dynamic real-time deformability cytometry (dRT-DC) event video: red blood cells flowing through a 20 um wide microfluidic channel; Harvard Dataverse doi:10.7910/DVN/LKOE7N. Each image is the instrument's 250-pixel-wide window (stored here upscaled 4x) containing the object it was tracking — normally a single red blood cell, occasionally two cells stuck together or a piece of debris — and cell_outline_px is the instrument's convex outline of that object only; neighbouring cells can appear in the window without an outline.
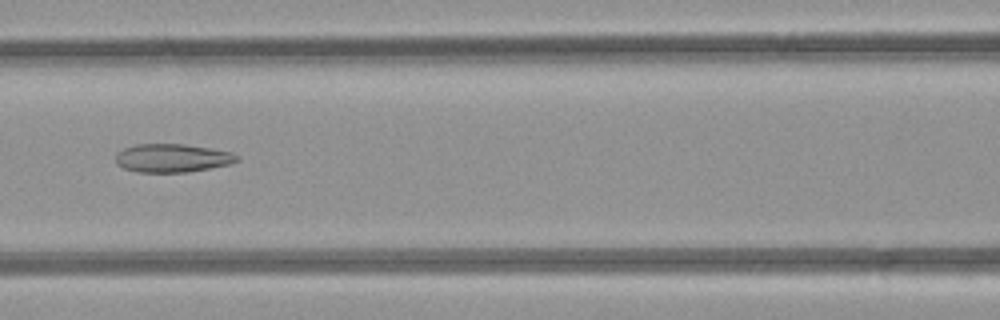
{"species": "common noctule bat (a hibernating species)", "species_latin": "Nyctalus noctula", "temperature_condition": "room temperature", "stored_images_in_passage": 44, "camera_frame_rate_fps": 3000, "um_per_image_px": 0.085, "animal": {"sex": "female", "body_mass_g": 21.9}, "frame": {"image": 1, "passage_image": 22, "time_ms": 7.0, "image_size_px": [1000, 320], "cell_outline_px": [[240, 160], [228, 164], [188, 172], [136, 172], [124, 168], [116, 164], [116, 152], [124, 148], [136, 144], [184, 144], [232, 152], [240, 156]], "centroid_in_image_um": [14.62, 13.43], "position_along_channel_um": 152.0, "area_um2": 20.06}}
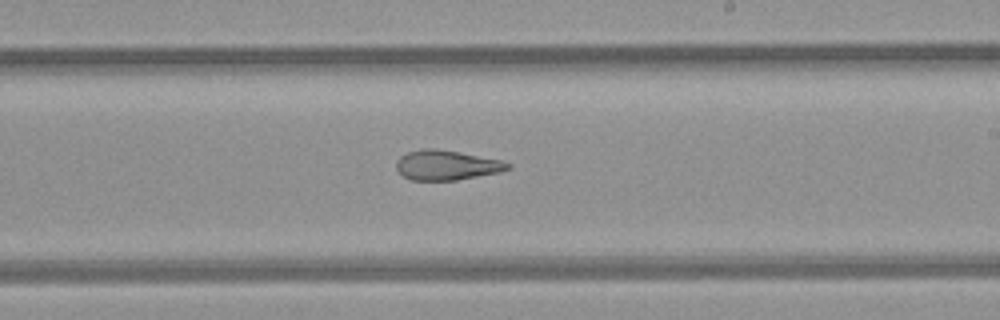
{"frame": {"image": 2, "passage_image": 29, "time_ms": 9.333, "image_size_px": [1000, 320], "cell_outline_px": [[512, 168], [500, 172], [456, 180], [408, 180], [396, 168], [396, 160], [400, 156], [408, 152], [424, 148], [436, 148], [460, 152], [500, 160], [512, 164]], "centroid_in_image_um": [37.96, 14.03], "position_along_channel_um": 251.0, "area_um2": 19.42}}
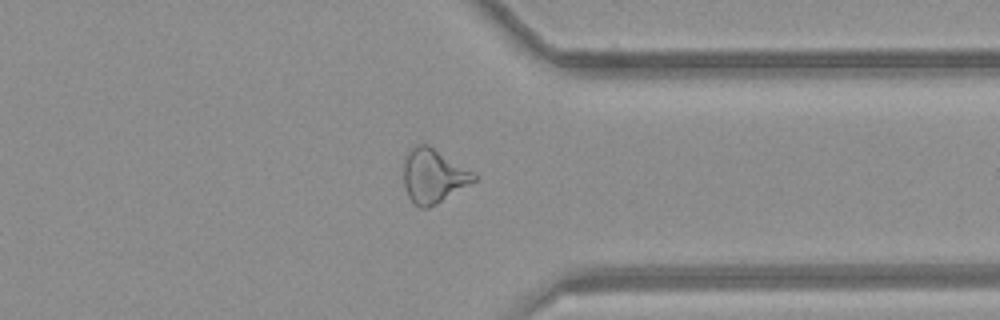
{"frame": {"image": 3, "passage_image": 38, "time_ms": 12.333, "image_size_px": [1000, 320], "cell_outline_px": [[480, 176], [476, 180], [436, 204], [428, 208], [420, 208], [408, 196], [404, 184], [404, 160], [408, 148], [416, 144], [428, 144], [476, 172]], "centroid_in_image_um": [36.86, 14.91], "position_along_channel_um": 374.5, "area_um2": 22.37}, "authors_computed_cell_mechanics": {"area_um2": 22.4842, "velocity_mm_per_s": 4.2567, "shape_relaxation_time_tau1_ms": null, "shape_relaxation_time_tau2_ms": 2.6607, "deformation_change_tau1": null, "deformation_change_tau2": 0.1272}}